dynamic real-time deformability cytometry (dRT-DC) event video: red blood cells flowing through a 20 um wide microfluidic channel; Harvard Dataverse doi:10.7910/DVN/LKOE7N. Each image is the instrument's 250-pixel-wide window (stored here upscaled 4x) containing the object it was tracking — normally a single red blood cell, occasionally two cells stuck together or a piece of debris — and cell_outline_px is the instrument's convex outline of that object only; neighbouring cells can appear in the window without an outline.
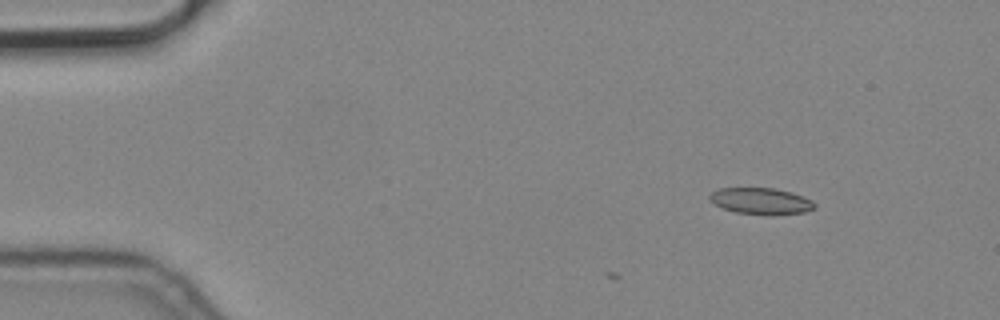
{"species": "common noctule bat (a hibernating species)", "species_latin": "Nyctalus noctula", "temperature_condition": "cold", "stored_images_in_passage": 5, "camera_frame_rate_fps": 3000, "um_per_image_px": 0.085, "animal": {"sex": "male", "body_mass_g": 19.2, "forearm_length_mm": 51.8}, "frame": {"image": 1, "passage_image": 2, "time_ms": 0.333, "image_size_px": [1000, 320], "cell_outline_px": [[816, 208], [804, 212], [772, 216], [736, 212], [724, 208], [716, 204], [708, 196], [712, 192], [720, 188], [776, 188], [792, 192], [812, 200], [816, 204]], "centroid_in_image_um": [64.74, 17.1], "position_along_channel_um": 20.3, "area_um2": 16.24}}
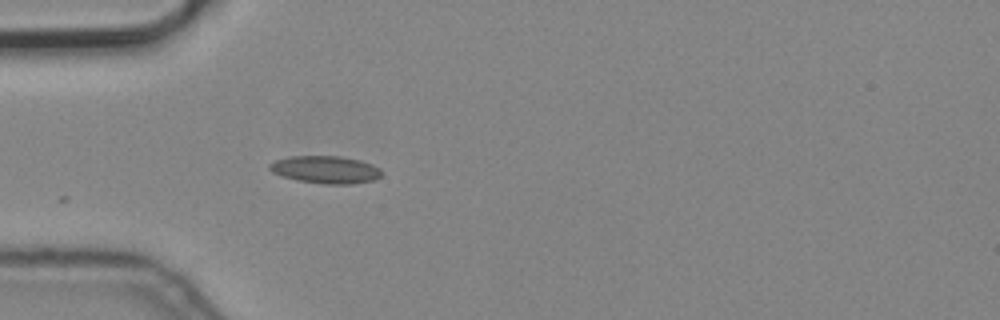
{"frame": {"image": 2, "passage_image": 5, "time_ms": 1.333, "image_size_px": [1000, 320], "cell_outline_px": [[384, 172], [380, 176], [372, 180], [352, 184], [324, 184], [300, 180], [284, 176], [272, 172], [268, 168], [268, 164], [276, 160], [288, 156], [340, 156], [360, 160], [372, 164], [380, 168]], "centroid_in_image_um": [27.69, 14.41], "position_along_channel_um": 57.3, "area_um2": 17.92}}